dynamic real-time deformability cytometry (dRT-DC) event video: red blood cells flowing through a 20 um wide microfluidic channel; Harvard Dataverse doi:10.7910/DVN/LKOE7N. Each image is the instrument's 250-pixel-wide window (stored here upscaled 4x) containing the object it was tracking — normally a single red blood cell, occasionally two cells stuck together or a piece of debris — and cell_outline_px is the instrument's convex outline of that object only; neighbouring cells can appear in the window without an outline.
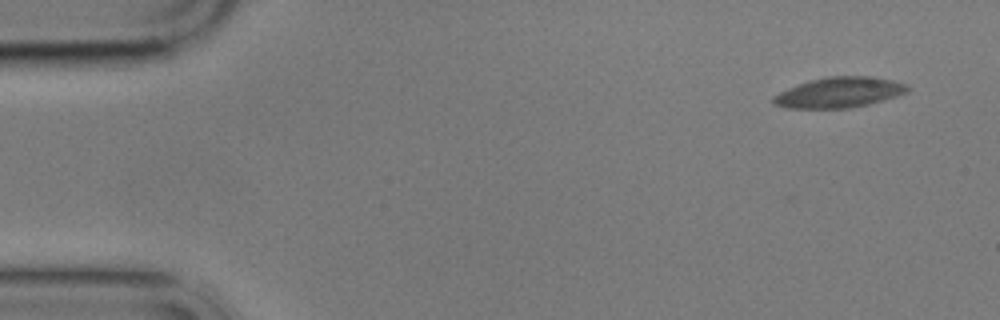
{"species": "common noctule bat (a hibernating species)", "species_latin": "Nyctalus noctula", "temperature_condition": "cold", "stored_images_in_passage": 6, "camera_frame_rate_fps": 3000, "um_per_image_px": 0.085, "animal": {"sex": "male", "body_mass_g": 17.9}, "frame": {"image": 1, "passage_image": 1, "time_ms": 0.0, "image_size_px": [1000, 320], "cell_outline_px": [[908, 92], [896, 96], [868, 104], [848, 108], [788, 108], [772, 104], [772, 96], [788, 88], [812, 80], [828, 76], [868, 76], [892, 80], [908, 84]], "centroid_in_image_um": [71.32, 7.86], "position_along_channel_um": 13.7, "area_um2": 23.58}}
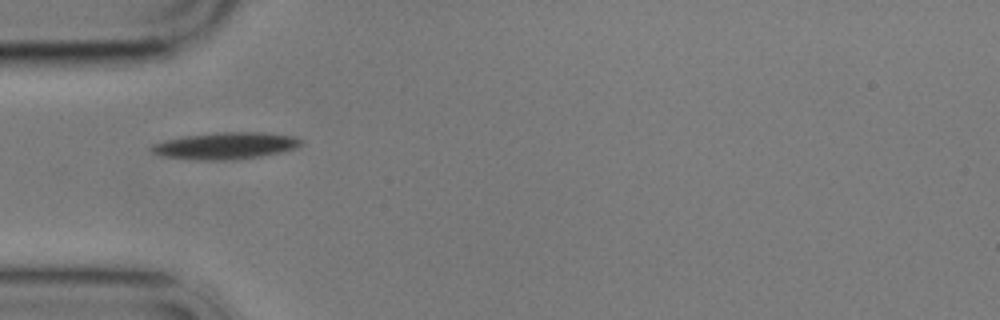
{"frame": {"image": 2, "passage_image": 5, "time_ms": 4.667, "image_size_px": [1000, 320], "cell_outline_px": [[304, 140], [296, 148], [280, 152], [260, 156], [232, 160], [200, 160], [160, 156], [152, 152], [148, 148], [152, 144], [184, 136], [220, 132], [260, 132], [292, 136]], "centroid_in_image_um": [19.14, 12.39], "position_along_channel_um": 65.9, "area_um2": 23.24}}
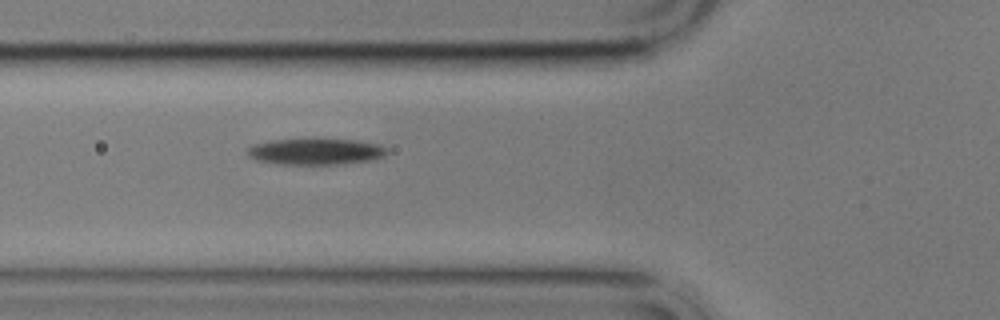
{"frame": {"image": 3, "passage_image": 6, "time_ms": 5.667, "image_size_px": [1000, 320], "cell_outline_px": [[388, 152], [384, 156], [372, 160], [344, 164], [276, 164], [256, 160], [248, 156], [248, 148], [252, 144], [272, 140], [352, 140], [380, 144], [388, 148]], "centroid_in_image_um": [26.85, 12.9], "position_along_channel_um": 99.0, "area_um2": 21.21}}